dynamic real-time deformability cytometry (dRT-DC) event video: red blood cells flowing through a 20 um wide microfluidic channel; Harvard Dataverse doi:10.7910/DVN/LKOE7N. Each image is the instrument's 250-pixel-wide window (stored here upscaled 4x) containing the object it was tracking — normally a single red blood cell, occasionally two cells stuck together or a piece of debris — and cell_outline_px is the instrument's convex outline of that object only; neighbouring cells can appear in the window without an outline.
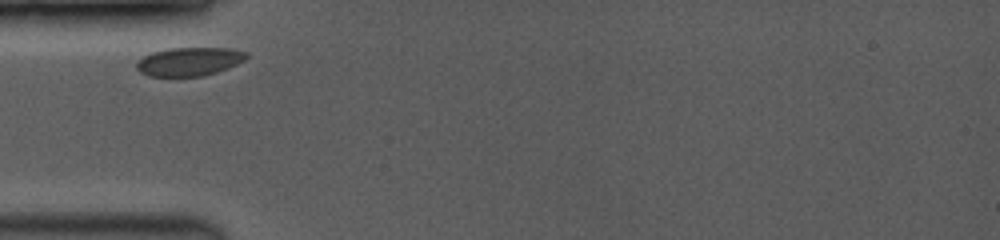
{"species": "common noctule bat (a hibernating species)", "species_latin": "Nyctalus noctula", "temperature_condition": "room temperature", "stored_images_in_passage": 22, "camera_frame_rate_fps": 3500, "um_per_image_px": 0.085, "animal": {"sex": "female", "body_mass_g": 19.0, "forearm_length_mm": 53.3}, "frame": {"image": 1, "passage_image": 1, "time_ms": 0.0, "image_size_px": [1000, 240], "cell_outline_px": [[248, 56], [244, 60], [228, 68], [204, 76], [148, 76], [140, 72], [136, 68], [136, 60], [152, 52], [168, 48], [228, 48], [248, 52]], "centroid_in_image_um": [16.06, 5.23], "position_along_channel_um": 68.9, "area_um2": 18.32}}
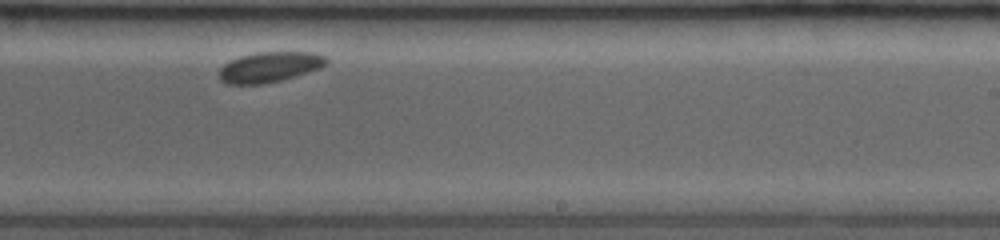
{"frame": {"image": 2, "passage_image": 13, "time_ms": 5.429, "image_size_px": [1000, 240], "cell_outline_px": [[328, 64], [320, 68], [308, 72], [280, 80], [264, 84], [228, 84], [220, 80], [216, 76], [220, 68], [224, 64], [240, 56], [256, 52], [316, 52], [324, 56], [328, 60]], "centroid_in_image_um": [22.9, 5.69], "position_along_channel_um": 266.1, "area_um2": 19.07}}
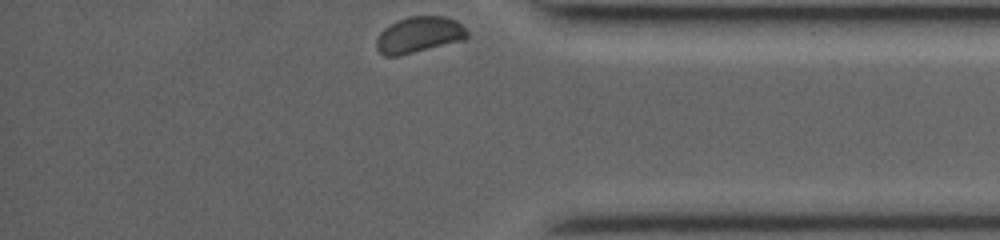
{"frame": {"image": 3, "passage_image": 22, "time_ms": 9.143, "image_size_px": [1000, 240], "cell_outline_px": [[468, 36], [464, 40], [400, 56], [384, 56], [376, 48], [376, 40], [380, 32], [384, 28], [396, 20], [408, 16], [444, 16], [456, 20], [468, 32]], "centroid_in_image_um": [35.6, 2.96], "position_along_channel_um": 399.6, "area_um2": 19.25}}